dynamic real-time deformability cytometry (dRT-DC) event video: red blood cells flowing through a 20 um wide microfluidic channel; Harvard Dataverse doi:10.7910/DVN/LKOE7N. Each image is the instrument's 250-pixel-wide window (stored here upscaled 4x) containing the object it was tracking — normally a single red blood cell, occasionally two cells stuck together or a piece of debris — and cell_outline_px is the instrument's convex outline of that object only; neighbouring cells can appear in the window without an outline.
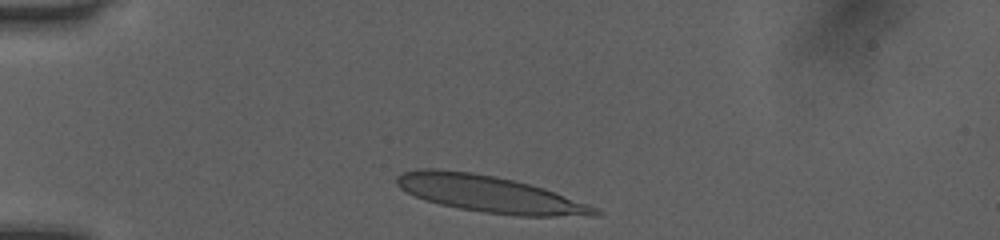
{"species": "human", "species_latin": "Homo sapiens", "temperature_condition": "room temperature", "stored_images_in_passage": 32, "camera_frame_rate_fps": 3000, "um_per_image_px": 0.085, "donor": {"sex": "female"}, "frame": {"image": 1, "passage_image": 1, "time_ms": 0.0, "image_size_px": [1000, 240], "cell_outline_px": [[604, 212], [600, 216], [520, 216], [484, 212], [460, 208], [440, 204], [424, 200], [400, 188], [396, 184], [396, 176], [404, 172], [420, 168], [436, 168], [472, 172], [496, 176], [544, 188], [588, 204]], "centroid_in_image_um": [41.63, 16.49], "position_along_channel_um": 43.4, "area_um2": 42.25}}
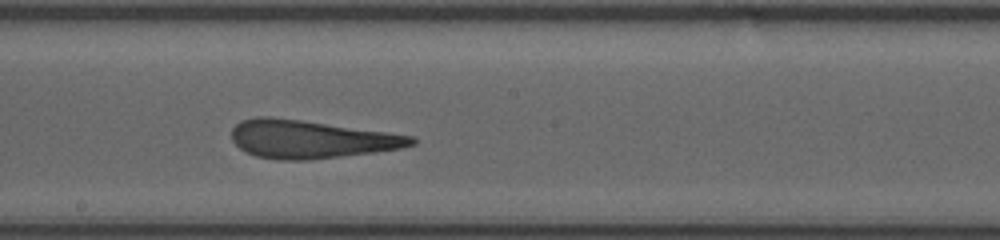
{"frame": {"image": 2, "passage_image": 17, "time_ms": 5.333, "image_size_px": [1000, 240], "cell_outline_px": [[416, 144], [400, 148], [372, 152], [308, 160], [276, 160], [256, 156], [240, 148], [232, 140], [232, 128], [240, 120], [256, 116], [272, 116], [416, 136]], "centroid_in_image_um": [26.38, 11.82], "position_along_channel_um": 221.8, "area_um2": 39.77}}
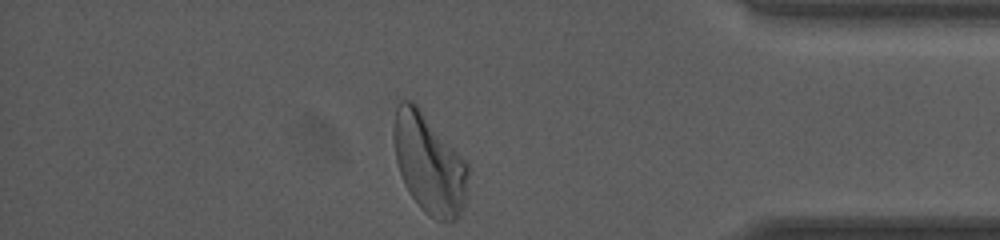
{"frame": {"image": 3, "passage_image": 32, "time_ms": 10.333, "image_size_px": [1000, 240], "cell_outline_px": [[468, 192], [464, 208], [460, 216], [456, 220], [448, 224], [436, 220], [428, 216], [420, 208], [404, 184], [396, 160], [392, 136], [392, 128], [396, 108], [400, 100], [412, 100], [420, 108], [468, 164]], "centroid_in_image_um": [36.48, 13.96], "position_along_channel_um": 398.7, "area_um2": 43.75}, "authors_computed_cell_mechanics": {"area_um2": 39.6797, "velocity_mm_per_s": 4.044, "shape_relaxation_time_tau1_ms": null, "shape_relaxation_time_tau2_ms": 1.532, "deformation_change_tau1": null, "deformation_change_tau2": 0.1111}}